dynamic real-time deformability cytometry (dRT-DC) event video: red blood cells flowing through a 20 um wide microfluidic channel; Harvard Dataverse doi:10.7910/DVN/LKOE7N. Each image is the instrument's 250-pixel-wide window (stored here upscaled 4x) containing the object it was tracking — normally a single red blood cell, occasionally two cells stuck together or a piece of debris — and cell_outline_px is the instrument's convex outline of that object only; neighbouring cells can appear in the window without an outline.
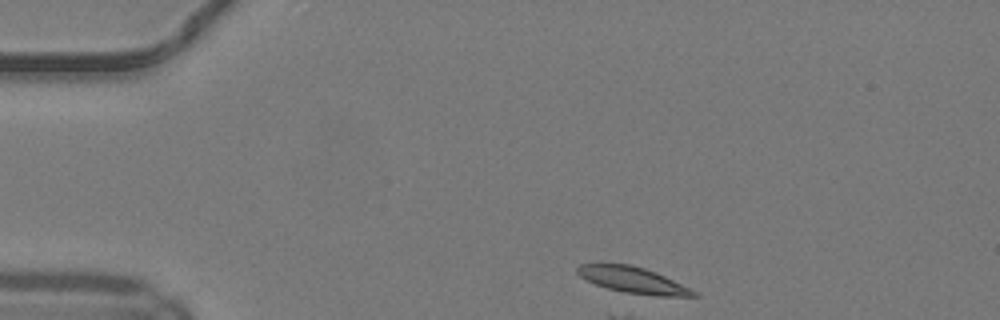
{"species": "common noctule bat (a hibernating species)", "species_latin": "Nyctalus noctula", "temperature_condition": "warm", "stored_images_in_passage": 2, "camera_frame_rate_fps": 3000, "um_per_image_px": 0.085, "animal": {"sex": "male", "body_mass_g": 19.2, "forearm_length_mm": 51.8}, "frame": {"image": 1, "passage_image": 1, "time_ms": 0.0, "image_size_px": [1000, 320], "cell_outline_px": [[700, 296], [656, 296], [624, 292], [608, 288], [596, 284], [580, 276], [576, 272], [576, 268], [580, 264], [600, 260], [628, 264], [644, 268], [656, 272], [696, 292]], "centroid_in_image_um": [53.68, 23.75], "position_along_channel_um": 31.3, "area_um2": 17.98}}